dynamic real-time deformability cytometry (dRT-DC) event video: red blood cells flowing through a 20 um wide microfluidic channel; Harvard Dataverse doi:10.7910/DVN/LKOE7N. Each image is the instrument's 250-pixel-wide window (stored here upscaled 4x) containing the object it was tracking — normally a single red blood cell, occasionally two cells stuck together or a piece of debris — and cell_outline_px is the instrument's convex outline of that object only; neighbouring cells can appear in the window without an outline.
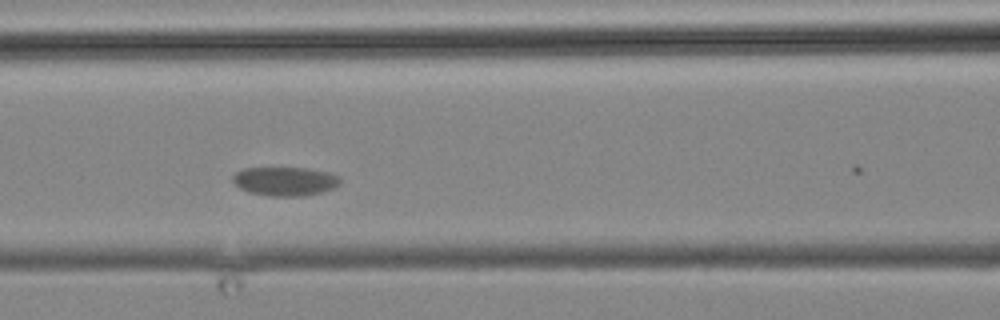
{"species": "common noctule bat (a hibernating species)", "species_latin": "Nyctalus noctula", "temperature_condition": "cold", "stored_images_in_passage": 4, "camera_frame_rate_fps": 3000, "um_per_image_px": 0.085, "animal": {"sex": "male", "body_mass_g": 19.2, "forearm_length_mm": 51.8}, "frame": {"image": 1, "passage_image": 3, "time_ms": 2.333, "image_size_px": [1000, 320], "cell_outline_px": [[340, 184], [336, 188], [324, 192], [304, 196], [268, 196], [248, 192], [240, 188], [232, 180], [232, 176], [236, 172], [244, 168], [308, 168], [332, 172], [340, 176]], "centroid_in_image_um": [24.29, 15.41], "position_along_channel_um": 142.3, "area_um2": 18.44}}